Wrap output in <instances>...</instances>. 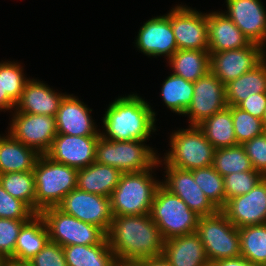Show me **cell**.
<instances>
[{
	"label": "cell",
	"mask_w": 266,
	"mask_h": 266,
	"mask_svg": "<svg viewBox=\"0 0 266 266\" xmlns=\"http://www.w3.org/2000/svg\"><path fill=\"white\" fill-rule=\"evenodd\" d=\"M196 184L204 192L211 203L221 210L226 204L224 177L212 165L192 170Z\"/></svg>",
	"instance_id": "cell-35"
},
{
	"label": "cell",
	"mask_w": 266,
	"mask_h": 266,
	"mask_svg": "<svg viewBox=\"0 0 266 266\" xmlns=\"http://www.w3.org/2000/svg\"><path fill=\"white\" fill-rule=\"evenodd\" d=\"M162 256L171 266H211L197 233L165 240Z\"/></svg>",
	"instance_id": "cell-23"
},
{
	"label": "cell",
	"mask_w": 266,
	"mask_h": 266,
	"mask_svg": "<svg viewBox=\"0 0 266 266\" xmlns=\"http://www.w3.org/2000/svg\"><path fill=\"white\" fill-rule=\"evenodd\" d=\"M0 184L7 193L25 202L35 212L33 171L0 174Z\"/></svg>",
	"instance_id": "cell-34"
},
{
	"label": "cell",
	"mask_w": 266,
	"mask_h": 266,
	"mask_svg": "<svg viewBox=\"0 0 266 266\" xmlns=\"http://www.w3.org/2000/svg\"><path fill=\"white\" fill-rule=\"evenodd\" d=\"M221 211L236 227L266 223V177L244 195L227 200Z\"/></svg>",
	"instance_id": "cell-15"
},
{
	"label": "cell",
	"mask_w": 266,
	"mask_h": 266,
	"mask_svg": "<svg viewBox=\"0 0 266 266\" xmlns=\"http://www.w3.org/2000/svg\"><path fill=\"white\" fill-rule=\"evenodd\" d=\"M63 212L100 227L106 234L111 227L110 198L73 189L57 205Z\"/></svg>",
	"instance_id": "cell-13"
},
{
	"label": "cell",
	"mask_w": 266,
	"mask_h": 266,
	"mask_svg": "<svg viewBox=\"0 0 266 266\" xmlns=\"http://www.w3.org/2000/svg\"><path fill=\"white\" fill-rule=\"evenodd\" d=\"M212 167L222 176L234 172L255 171L242 145L217 148Z\"/></svg>",
	"instance_id": "cell-33"
},
{
	"label": "cell",
	"mask_w": 266,
	"mask_h": 266,
	"mask_svg": "<svg viewBox=\"0 0 266 266\" xmlns=\"http://www.w3.org/2000/svg\"><path fill=\"white\" fill-rule=\"evenodd\" d=\"M27 264L29 266H67L63 247L51 241H48Z\"/></svg>",
	"instance_id": "cell-42"
},
{
	"label": "cell",
	"mask_w": 266,
	"mask_h": 266,
	"mask_svg": "<svg viewBox=\"0 0 266 266\" xmlns=\"http://www.w3.org/2000/svg\"><path fill=\"white\" fill-rule=\"evenodd\" d=\"M35 215L25 202L7 193L0 184V218L31 220Z\"/></svg>",
	"instance_id": "cell-40"
},
{
	"label": "cell",
	"mask_w": 266,
	"mask_h": 266,
	"mask_svg": "<svg viewBox=\"0 0 266 266\" xmlns=\"http://www.w3.org/2000/svg\"><path fill=\"white\" fill-rule=\"evenodd\" d=\"M149 215L164 241L196 233L200 218L180 197L170 193L162 185L157 189Z\"/></svg>",
	"instance_id": "cell-5"
},
{
	"label": "cell",
	"mask_w": 266,
	"mask_h": 266,
	"mask_svg": "<svg viewBox=\"0 0 266 266\" xmlns=\"http://www.w3.org/2000/svg\"><path fill=\"white\" fill-rule=\"evenodd\" d=\"M67 266H113L116 259L107 237L95 245H69L63 247Z\"/></svg>",
	"instance_id": "cell-29"
},
{
	"label": "cell",
	"mask_w": 266,
	"mask_h": 266,
	"mask_svg": "<svg viewBox=\"0 0 266 266\" xmlns=\"http://www.w3.org/2000/svg\"><path fill=\"white\" fill-rule=\"evenodd\" d=\"M77 96L67 94L61 100L56 114L57 134L70 136H101L87 107ZM90 112V113H89Z\"/></svg>",
	"instance_id": "cell-20"
},
{
	"label": "cell",
	"mask_w": 266,
	"mask_h": 266,
	"mask_svg": "<svg viewBox=\"0 0 266 266\" xmlns=\"http://www.w3.org/2000/svg\"><path fill=\"white\" fill-rule=\"evenodd\" d=\"M262 121H263L264 128H265V130H266V108H265V112H264V115H263Z\"/></svg>",
	"instance_id": "cell-49"
},
{
	"label": "cell",
	"mask_w": 266,
	"mask_h": 266,
	"mask_svg": "<svg viewBox=\"0 0 266 266\" xmlns=\"http://www.w3.org/2000/svg\"><path fill=\"white\" fill-rule=\"evenodd\" d=\"M5 266H29L27 263H16L13 261H6Z\"/></svg>",
	"instance_id": "cell-48"
},
{
	"label": "cell",
	"mask_w": 266,
	"mask_h": 266,
	"mask_svg": "<svg viewBox=\"0 0 266 266\" xmlns=\"http://www.w3.org/2000/svg\"><path fill=\"white\" fill-rule=\"evenodd\" d=\"M65 95L55 92L40 80L29 78L16 102L14 112L56 117L61 100Z\"/></svg>",
	"instance_id": "cell-21"
},
{
	"label": "cell",
	"mask_w": 266,
	"mask_h": 266,
	"mask_svg": "<svg viewBox=\"0 0 266 266\" xmlns=\"http://www.w3.org/2000/svg\"><path fill=\"white\" fill-rule=\"evenodd\" d=\"M99 137L57 134L45 155L55 162L79 170L95 162Z\"/></svg>",
	"instance_id": "cell-17"
},
{
	"label": "cell",
	"mask_w": 266,
	"mask_h": 266,
	"mask_svg": "<svg viewBox=\"0 0 266 266\" xmlns=\"http://www.w3.org/2000/svg\"><path fill=\"white\" fill-rule=\"evenodd\" d=\"M16 103L8 96V94H3V84H2V62H0V110H13Z\"/></svg>",
	"instance_id": "cell-45"
},
{
	"label": "cell",
	"mask_w": 266,
	"mask_h": 266,
	"mask_svg": "<svg viewBox=\"0 0 266 266\" xmlns=\"http://www.w3.org/2000/svg\"><path fill=\"white\" fill-rule=\"evenodd\" d=\"M237 107L258 119H262L266 108V93H254L242 101Z\"/></svg>",
	"instance_id": "cell-43"
},
{
	"label": "cell",
	"mask_w": 266,
	"mask_h": 266,
	"mask_svg": "<svg viewBox=\"0 0 266 266\" xmlns=\"http://www.w3.org/2000/svg\"><path fill=\"white\" fill-rule=\"evenodd\" d=\"M122 174L120 170L114 167L93 162L91 165L78 170L76 188L110 198Z\"/></svg>",
	"instance_id": "cell-24"
},
{
	"label": "cell",
	"mask_w": 266,
	"mask_h": 266,
	"mask_svg": "<svg viewBox=\"0 0 266 266\" xmlns=\"http://www.w3.org/2000/svg\"><path fill=\"white\" fill-rule=\"evenodd\" d=\"M166 16L170 19L178 49L208 50L207 13L177 5Z\"/></svg>",
	"instance_id": "cell-11"
},
{
	"label": "cell",
	"mask_w": 266,
	"mask_h": 266,
	"mask_svg": "<svg viewBox=\"0 0 266 266\" xmlns=\"http://www.w3.org/2000/svg\"><path fill=\"white\" fill-rule=\"evenodd\" d=\"M48 231L49 241L62 247L100 244L107 236L98 226L83 222L57 206L39 212Z\"/></svg>",
	"instance_id": "cell-9"
},
{
	"label": "cell",
	"mask_w": 266,
	"mask_h": 266,
	"mask_svg": "<svg viewBox=\"0 0 266 266\" xmlns=\"http://www.w3.org/2000/svg\"><path fill=\"white\" fill-rule=\"evenodd\" d=\"M166 178L161 185L170 193L180 197L188 208L198 216L215 214L218 209L206 197L199 185L195 183L191 170L179 169L165 164Z\"/></svg>",
	"instance_id": "cell-16"
},
{
	"label": "cell",
	"mask_w": 266,
	"mask_h": 266,
	"mask_svg": "<svg viewBox=\"0 0 266 266\" xmlns=\"http://www.w3.org/2000/svg\"><path fill=\"white\" fill-rule=\"evenodd\" d=\"M262 178L258 171L234 172L224 176L226 202L249 193Z\"/></svg>",
	"instance_id": "cell-38"
},
{
	"label": "cell",
	"mask_w": 266,
	"mask_h": 266,
	"mask_svg": "<svg viewBox=\"0 0 266 266\" xmlns=\"http://www.w3.org/2000/svg\"><path fill=\"white\" fill-rule=\"evenodd\" d=\"M252 167L266 177V131L242 144Z\"/></svg>",
	"instance_id": "cell-41"
},
{
	"label": "cell",
	"mask_w": 266,
	"mask_h": 266,
	"mask_svg": "<svg viewBox=\"0 0 266 266\" xmlns=\"http://www.w3.org/2000/svg\"><path fill=\"white\" fill-rule=\"evenodd\" d=\"M135 44L148 57L163 55L167 60L178 50L171 22L166 14L146 21L139 29Z\"/></svg>",
	"instance_id": "cell-19"
},
{
	"label": "cell",
	"mask_w": 266,
	"mask_h": 266,
	"mask_svg": "<svg viewBox=\"0 0 266 266\" xmlns=\"http://www.w3.org/2000/svg\"><path fill=\"white\" fill-rule=\"evenodd\" d=\"M193 90V82L172 73L163 82L160 94L167 108L183 116L191 104Z\"/></svg>",
	"instance_id": "cell-31"
},
{
	"label": "cell",
	"mask_w": 266,
	"mask_h": 266,
	"mask_svg": "<svg viewBox=\"0 0 266 266\" xmlns=\"http://www.w3.org/2000/svg\"><path fill=\"white\" fill-rule=\"evenodd\" d=\"M265 58V48L251 42L244 48L210 53V72L226 85L254 69Z\"/></svg>",
	"instance_id": "cell-12"
},
{
	"label": "cell",
	"mask_w": 266,
	"mask_h": 266,
	"mask_svg": "<svg viewBox=\"0 0 266 266\" xmlns=\"http://www.w3.org/2000/svg\"><path fill=\"white\" fill-rule=\"evenodd\" d=\"M142 261L144 263V266H171L163 256L143 259Z\"/></svg>",
	"instance_id": "cell-46"
},
{
	"label": "cell",
	"mask_w": 266,
	"mask_h": 266,
	"mask_svg": "<svg viewBox=\"0 0 266 266\" xmlns=\"http://www.w3.org/2000/svg\"><path fill=\"white\" fill-rule=\"evenodd\" d=\"M230 111L233 119L235 138L238 144L242 145L244 142L266 131L262 119L252 116L237 106H230Z\"/></svg>",
	"instance_id": "cell-36"
},
{
	"label": "cell",
	"mask_w": 266,
	"mask_h": 266,
	"mask_svg": "<svg viewBox=\"0 0 266 266\" xmlns=\"http://www.w3.org/2000/svg\"><path fill=\"white\" fill-rule=\"evenodd\" d=\"M39 156L9 132L6 136L0 135V174L33 171Z\"/></svg>",
	"instance_id": "cell-25"
},
{
	"label": "cell",
	"mask_w": 266,
	"mask_h": 266,
	"mask_svg": "<svg viewBox=\"0 0 266 266\" xmlns=\"http://www.w3.org/2000/svg\"><path fill=\"white\" fill-rule=\"evenodd\" d=\"M30 220L0 218V256L14 262L16 241L22 227Z\"/></svg>",
	"instance_id": "cell-39"
},
{
	"label": "cell",
	"mask_w": 266,
	"mask_h": 266,
	"mask_svg": "<svg viewBox=\"0 0 266 266\" xmlns=\"http://www.w3.org/2000/svg\"><path fill=\"white\" fill-rule=\"evenodd\" d=\"M241 256L266 266V223L239 228Z\"/></svg>",
	"instance_id": "cell-32"
},
{
	"label": "cell",
	"mask_w": 266,
	"mask_h": 266,
	"mask_svg": "<svg viewBox=\"0 0 266 266\" xmlns=\"http://www.w3.org/2000/svg\"><path fill=\"white\" fill-rule=\"evenodd\" d=\"M35 213L57 206L73 189H76L78 170L40 155L35 163Z\"/></svg>",
	"instance_id": "cell-4"
},
{
	"label": "cell",
	"mask_w": 266,
	"mask_h": 266,
	"mask_svg": "<svg viewBox=\"0 0 266 266\" xmlns=\"http://www.w3.org/2000/svg\"><path fill=\"white\" fill-rule=\"evenodd\" d=\"M210 53L247 47L251 42L224 12L207 14Z\"/></svg>",
	"instance_id": "cell-22"
},
{
	"label": "cell",
	"mask_w": 266,
	"mask_h": 266,
	"mask_svg": "<svg viewBox=\"0 0 266 266\" xmlns=\"http://www.w3.org/2000/svg\"><path fill=\"white\" fill-rule=\"evenodd\" d=\"M161 160V161H160ZM162 159L146 171L123 173L110 196L113 216L146 215L150 213L161 181L155 180L153 169L162 165ZM152 172V173H151Z\"/></svg>",
	"instance_id": "cell-3"
},
{
	"label": "cell",
	"mask_w": 266,
	"mask_h": 266,
	"mask_svg": "<svg viewBox=\"0 0 266 266\" xmlns=\"http://www.w3.org/2000/svg\"><path fill=\"white\" fill-rule=\"evenodd\" d=\"M146 141H109L102 136L96 144L95 162L120 170L122 173L151 169L159 159Z\"/></svg>",
	"instance_id": "cell-7"
},
{
	"label": "cell",
	"mask_w": 266,
	"mask_h": 266,
	"mask_svg": "<svg viewBox=\"0 0 266 266\" xmlns=\"http://www.w3.org/2000/svg\"><path fill=\"white\" fill-rule=\"evenodd\" d=\"M227 106H238L254 93H266V58L254 69L225 85Z\"/></svg>",
	"instance_id": "cell-28"
},
{
	"label": "cell",
	"mask_w": 266,
	"mask_h": 266,
	"mask_svg": "<svg viewBox=\"0 0 266 266\" xmlns=\"http://www.w3.org/2000/svg\"><path fill=\"white\" fill-rule=\"evenodd\" d=\"M49 241L44 220L35 215L21 229L16 241L14 262L27 263L34 255L43 249Z\"/></svg>",
	"instance_id": "cell-27"
},
{
	"label": "cell",
	"mask_w": 266,
	"mask_h": 266,
	"mask_svg": "<svg viewBox=\"0 0 266 266\" xmlns=\"http://www.w3.org/2000/svg\"><path fill=\"white\" fill-rule=\"evenodd\" d=\"M224 12L249 39L265 47L266 10L260 0H226Z\"/></svg>",
	"instance_id": "cell-18"
},
{
	"label": "cell",
	"mask_w": 266,
	"mask_h": 266,
	"mask_svg": "<svg viewBox=\"0 0 266 266\" xmlns=\"http://www.w3.org/2000/svg\"><path fill=\"white\" fill-rule=\"evenodd\" d=\"M156 113L150 104L138 94L115 99L102 117L105 133L100 135L109 141H146L156 131Z\"/></svg>",
	"instance_id": "cell-2"
},
{
	"label": "cell",
	"mask_w": 266,
	"mask_h": 266,
	"mask_svg": "<svg viewBox=\"0 0 266 266\" xmlns=\"http://www.w3.org/2000/svg\"><path fill=\"white\" fill-rule=\"evenodd\" d=\"M210 264L241 256L239 229L218 210L199 218L197 231Z\"/></svg>",
	"instance_id": "cell-8"
},
{
	"label": "cell",
	"mask_w": 266,
	"mask_h": 266,
	"mask_svg": "<svg viewBox=\"0 0 266 266\" xmlns=\"http://www.w3.org/2000/svg\"><path fill=\"white\" fill-rule=\"evenodd\" d=\"M174 75L195 82L210 71L208 50L178 49L168 59Z\"/></svg>",
	"instance_id": "cell-26"
},
{
	"label": "cell",
	"mask_w": 266,
	"mask_h": 266,
	"mask_svg": "<svg viewBox=\"0 0 266 266\" xmlns=\"http://www.w3.org/2000/svg\"><path fill=\"white\" fill-rule=\"evenodd\" d=\"M28 80L18 62H2L3 94H8L15 103L19 100L24 85Z\"/></svg>",
	"instance_id": "cell-37"
},
{
	"label": "cell",
	"mask_w": 266,
	"mask_h": 266,
	"mask_svg": "<svg viewBox=\"0 0 266 266\" xmlns=\"http://www.w3.org/2000/svg\"><path fill=\"white\" fill-rule=\"evenodd\" d=\"M106 236L116 258L143 260L162 256L164 240L149 214L112 216Z\"/></svg>",
	"instance_id": "cell-1"
},
{
	"label": "cell",
	"mask_w": 266,
	"mask_h": 266,
	"mask_svg": "<svg viewBox=\"0 0 266 266\" xmlns=\"http://www.w3.org/2000/svg\"><path fill=\"white\" fill-rule=\"evenodd\" d=\"M8 132L18 141L45 155L57 135L56 117L14 112Z\"/></svg>",
	"instance_id": "cell-10"
},
{
	"label": "cell",
	"mask_w": 266,
	"mask_h": 266,
	"mask_svg": "<svg viewBox=\"0 0 266 266\" xmlns=\"http://www.w3.org/2000/svg\"><path fill=\"white\" fill-rule=\"evenodd\" d=\"M225 107V85L209 71L194 82L192 101L184 115L189 117V125H198Z\"/></svg>",
	"instance_id": "cell-14"
},
{
	"label": "cell",
	"mask_w": 266,
	"mask_h": 266,
	"mask_svg": "<svg viewBox=\"0 0 266 266\" xmlns=\"http://www.w3.org/2000/svg\"><path fill=\"white\" fill-rule=\"evenodd\" d=\"M170 147L163 165L191 171L212 165L216 150L197 125L172 132Z\"/></svg>",
	"instance_id": "cell-6"
},
{
	"label": "cell",
	"mask_w": 266,
	"mask_h": 266,
	"mask_svg": "<svg viewBox=\"0 0 266 266\" xmlns=\"http://www.w3.org/2000/svg\"><path fill=\"white\" fill-rule=\"evenodd\" d=\"M6 261L0 256V266H5Z\"/></svg>",
	"instance_id": "cell-50"
},
{
	"label": "cell",
	"mask_w": 266,
	"mask_h": 266,
	"mask_svg": "<svg viewBox=\"0 0 266 266\" xmlns=\"http://www.w3.org/2000/svg\"><path fill=\"white\" fill-rule=\"evenodd\" d=\"M211 266H261L252 263L246 258L239 256L237 258L221 259L211 264Z\"/></svg>",
	"instance_id": "cell-44"
},
{
	"label": "cell",
	"mask_w": 266,
	"mask_h": 266,
	"mask_svg": "<svg viewBox=\"0 0 266 266\" xmlns=\"http://www.w3.org/2000/svg\"><path fill=\"white\" fill-rule=\"evenodd\" d=\"M113 266H144L142 260H124L116 258Z\"/></svg>",
	"instance_id": "cell-47"
},
{
	"label": "cell",
	"mask_w": 266,
	"mask_h": 266,
	"mask_svg": "<svg viewBox=\"0 0 266 266\" xmlns=\"http://www.w3.org/2000/svg\"><path fill=\"white\" fill-rule=\"evenodd\" d=\"M197 126L216 149L239 145L235 138L230 106L206 118Z\"/></svg>",
	"instance_id": "cell-30"
}]
</instances>
